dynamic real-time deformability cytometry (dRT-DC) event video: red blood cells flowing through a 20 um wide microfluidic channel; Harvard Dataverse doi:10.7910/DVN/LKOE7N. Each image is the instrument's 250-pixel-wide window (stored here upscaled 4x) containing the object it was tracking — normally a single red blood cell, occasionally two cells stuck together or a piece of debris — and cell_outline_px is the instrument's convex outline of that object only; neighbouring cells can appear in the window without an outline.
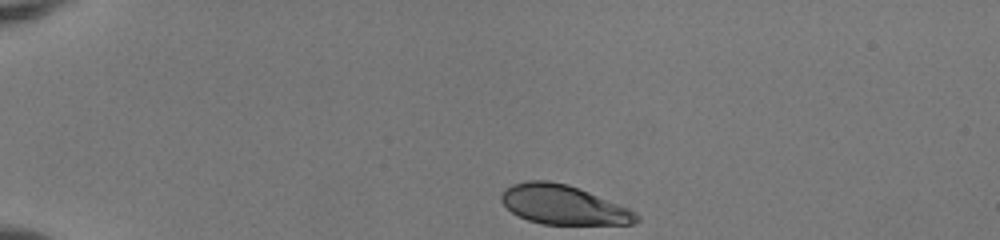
{"species": "human", "species_latin": "Homo sapiens", "temperature_condition": "room temperature", "stored_images_in_passage": 37, "camera_frame_rate_fps": 3000, "um_per_image_px": 0.085, "donor": {"sex": "female"}, "frame": {"image": 1, "passage_image": 1, "time_ms": 0.0, "image_size_px": [1000, 240], "cell_outline_px": [[640, 220], [632, 224], [540, 224], [528, 220], [512, 212], [500, 200], [500, 196], [504, 188], [512, 184], [528, 180], [548, 180], [568, 184], [580, 188], [628, 208], [636, 212], [640, 216]], "centroid_in_image_um": [47.88, 17.4], "position_along_channel_um": 37.1, "area_um2": 31.04}}
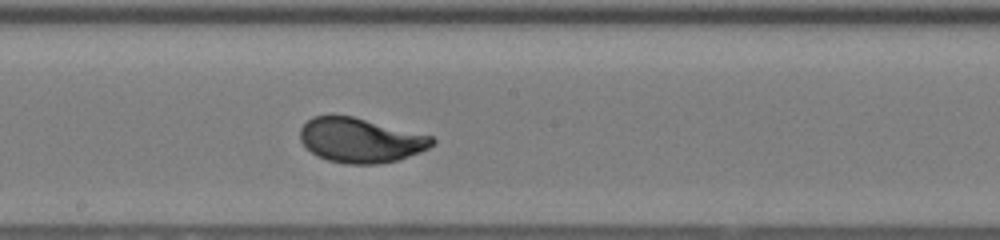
{"frame": {"image": 2, "passage_image": 20, "time_ms": 6.333, "image_size_px": [1000, 240], "cell_outline_px": [[436, 140], [428, 148], [420, 152], [396, 160], [376, 164], [344, 164], [328, 160], [316, 156], [300, 140], [300, 128], [312, 116], [352, 116], [432, 136]], "centroid_in_image_um": [30.62, 11.93], "position_along_channel_um": 217.6, "area_um2": 33.99}}
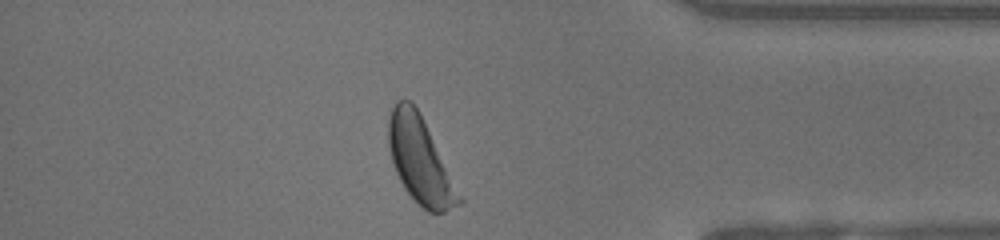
{"frame": {"image": 3, "passage_image": 35, "time_ms": 11.333, "image_size_px": [1000, 240], "cell_outline_px": [[464, 200], [460, 204], [444, 212], [428, 212], [404, 188], [396, 172], [388, 148], [388, 120], [392, 108], [396, 100], [412, 100], [420, 112]], "centroid_in_image_um": [35.71, 13.59], "position_along_channel_um": 399.5, "area_um2": 35.14}, "authors_computed_cell_mechanics": {"area_um2": 34.102, "velocity_mm_per_s": 3.9956, "shape_relaxation_time_tau1_ms": 2.5886, "shape_relaxation_time_tau2_ms": null, "deformation_change_tau1": 0.1638, "deformation_change_tau2": null}}